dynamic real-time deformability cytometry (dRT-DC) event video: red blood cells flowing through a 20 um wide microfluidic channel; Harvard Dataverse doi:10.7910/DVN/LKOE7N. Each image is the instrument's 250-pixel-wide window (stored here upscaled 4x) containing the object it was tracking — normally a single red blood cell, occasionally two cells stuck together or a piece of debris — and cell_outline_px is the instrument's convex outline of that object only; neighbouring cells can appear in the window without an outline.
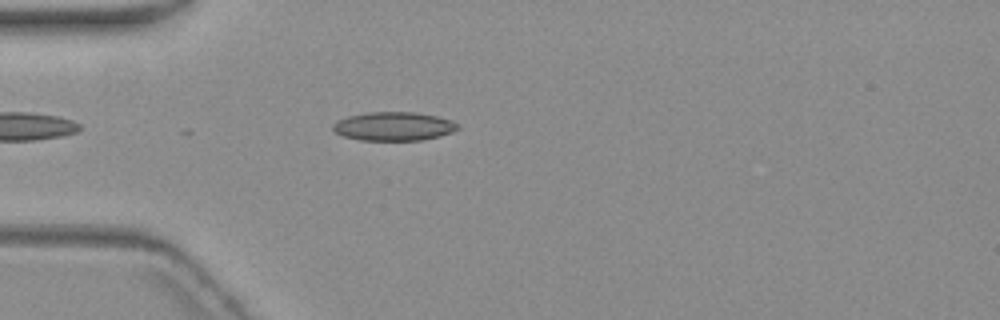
{"species": "common noctule bat (a hibernating species)", "species_latin": "Nyctalus noctula", "temperature_condition": "warm", "stored_images_in_passage": 5, "camera_frame_rate_fps": 3000, "um_per_image_px": 0.085, "animal": {"sex": "female", "body_mass_g": 19.3, "forearm_length_mm": 54.1}, "frame": {"image": 1, "passage_image": 4, "time_ms": 4.333, "image_size_px": [1000, 320], "cell_outline_px": [[460, 128], [452, 132], [440, 136], [420, 140], [360, 140], [344, 136], [336, 132], [332, 128], [332, 124], [336, 120], [348, 116], [368, 112], [416, 112], [436, 116], [452, 120], [460, 124]], "centroid_in_image_um": [33.48, 10.73], "position_along_channel_um": 51.5, "area_um2": 20.98}}